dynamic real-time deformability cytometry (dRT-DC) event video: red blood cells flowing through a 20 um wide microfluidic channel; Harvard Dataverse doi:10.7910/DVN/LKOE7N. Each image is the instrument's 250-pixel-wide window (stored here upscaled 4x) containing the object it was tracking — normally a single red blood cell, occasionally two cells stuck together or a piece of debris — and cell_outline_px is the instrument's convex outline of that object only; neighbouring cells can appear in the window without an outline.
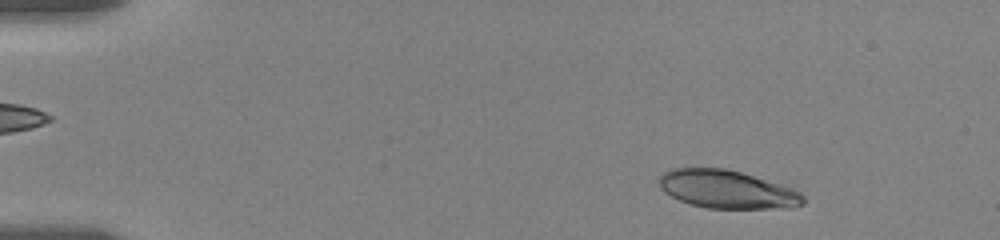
{"species": "human", "species_latin": "Homo sapiens", "temperature_condition": "room temperature", "stored_images_in_passage": 34, "camera_frame_rate_fps": 3000, "um_per_image_px": 0.085, "donor": {"sex": "female"}, "frame": {"image": 1, "passage_image": 4, "time_ms": 1.333, "image_size_px": [1000, 240], "cell_outline_px": [[804, 204], [792, 208], [708, 208], [692, 204], [680, 200], [664, 192], [660, 188], [656, 180], [664, 172], [672, 168], [724, 168], [740, 172], [780, 184], [792, 188], [800, 192], [804, 196]], "centroid_in_image_um": [61.79, 16.09], "position_along_channel_um": 23.2, "area_um2": 31.96}}
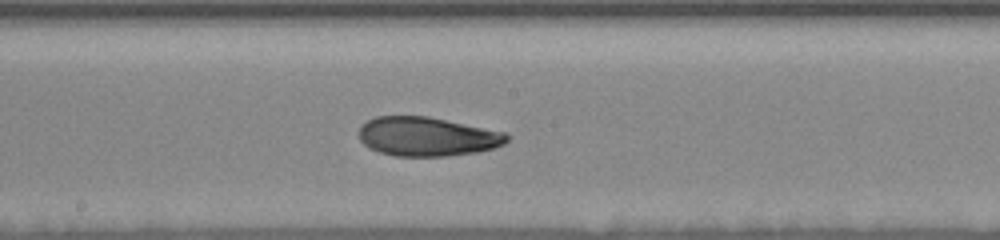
{"frame": {"image": 2, "passage_image": 19, "time_ms": 9.333, "image_size_px": [1000, 240], "cell_outline_px": [[508, 140], [504, 144], [492, 148], [476, 152], [444, 156], [396, 156], [380, 152], [368, 148], [360, 140], [360, 128], [368, 120], [376, 116], [428, 116], [504, 132], [508, 136]], "centroid_in_image_um": [36.29, 11.61], "position_along_channel_um": 211.9, "area_um2": 33.41}}
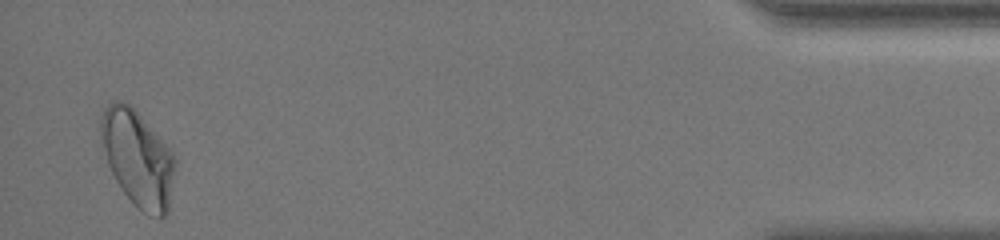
{"frame": {"image": 3, "passage_image": 34, "time_ms": 17.333, "image_size_px": [1000, 240], "cell_outline_px": [[176, 164], [168, 212], [160, 220], [148, 216], [120, 188], [108, 164], [100, 136], [100, 120], [104, 108], [112, 100], [120, 100], [132, 104], [176, 156]], "centroid_in_image_um": [11.72, 13.43], "position_along_channel_um": 423.5, "area_um2": 41.79}, "authors_computed_cell_mechanics": {"area_um2": 34.1309, "velocity_mm_per_s": 3.5339, "shape_relaxation_time_tau1_ms": 6.8616, "shape_relaxation_time_tau2_ms": 2.9739, "deformation_change_tau1": 0.1716, "deformation_change_tau2": 0.0775}}